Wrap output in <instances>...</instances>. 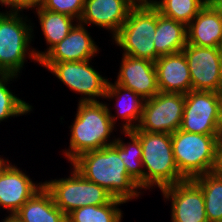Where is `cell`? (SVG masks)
Masks as SVG:
<instances>
[{"label": "cell", "instance_id": "cell-1", "mask_svg": "<svg viewBox=\"0 0 222 222\" xmlns=\"http://www.w3.org/2000/svg\"><path fill=\"white\" fill-rule=\"evenodd\" d=\"M70 165L85 179L103 187L114 198L126 203L139 199L144 194L128 175L124 162L112 146L82 153Z\"/></svg>", "mask_w": 222, "mask_h": 222}, {"label": "cell", "instance_id": "cell-2", "mask_svg": "<svg viewBox=\"0 0 222 222\" xmlns=\"http://www.w3.org/2000/svg\"><path fill=\"white\" fill-rule=\"evenodd\" d=\"M77 107L69 126L68 149L62 151L70 163L82 153L111 146L117 140L113 136L117 126L111 120L105 101L78 102ZM111 133L113 137H110Z\"/></svg>", "mask_w": 222, "mask_h": 222}, {"label": "cell", "instance_id": "cell-3", "mask_svg": "<svg viewBox=\"0 0 222 222\" xmlns=\"http://www.w3.org/2000/svg\"><path fill=\"white\" fill-rule=\"evenodd\" d=\"M24 15L22 11H0V74L19 76L27 58L39 64L31 45L35 38L34 27L37 26Z\"/></svg>", "mask_w": 222, "mask_h": 222}, {"label": "cell", "instance_id": "cell-4", "mask_svg": "<svg viewBox=\"0 0 222 222\" xmlns=\"http://www.w3.org/2000/svg\"><path fill=\"white\" fill-rule=\"evenodd\" d=\"M141 142L144 190H152L186 180L174 160L171 134L131 130Z\"/></svg>", "mask_w": 222, "mask_h": 222}, {"label": "cell", "instance_id": "cell-5", "mask_svg": "<svg viewBox=\"0 0 222 222\" xmlns=\"http://www.w3.org/2000/svg\"><path fill=\"white\" fill-rule=\"evenodd\" d=\"M219 137L180 129L171 134L174 160L185 179H194L214 171Z\"/></svg>", "mask_w": 222, "mask_h": 222}, {"label": "cell", "instance_id": "cell-6", "mask_svg": "<svg viewBox=\"0 0 222 222\" xmlns=\"http://www.w3.org/2000/svg\"><path fill=\"white\" fill-rule=\"evenodd\" d=\"M156 28L157 8L154 5L134 6L112 42L123 49V55L155 62L153 40Z\"/></svg>", "mask_w": 222, "mask_h": 222}, {"label": "cell", "instance_id": "cell-7", "mask_svg": "<svg viewBox=\"0 0 222 222\" xmlns=\"http://www.w3.org/2000/svg\"><path fill=\"white\" fill-rule=\"evenodd\" d=\"M68 177L45 180L55 205L65 214L84 206L107 204L113 196L103 187L85 179L71 165Z\"/></svg>", "mask_w": 222, "mask_h": 222}, {"label": "cell", "instance_id": "cell-8", "mask_svg": "<svg viewBox=\"0 0 222 222\" xmlns=\"http://www.w3.org/2000/svg\"><path fill=\"white\" fill-rule=\"evenodd\" d=\"M92 59L61 63H39L57 80L81 95L78 102H99L104 99L109 78L91 65ZM108 78V79H107Z\"/></svg>", "mask_w": 222, "mask_h": 222}, {"label": "cell", "instance_id": "cell-9", "mask_svg": "<svg viewBox=\"0 0 222 222\" xmlns=\"http://www.w3.org/2000/svg\"><path fill=\"white\" fill-rule=\"evenodd\" d=\"M222 123V93L191 90L185 94L180 130L220 135Z\"/></svg>", "mask_w": 222, "mask_h": 222}, {"label": "cell", "instance_id": "cell-10", "mask_svg": "<svg viewBox=\"0 0 222 222\" xmlns=\"http://www.w3.org/2000/svg\"><path fill=\"white\" fill-rule=\"evenodd\" d=\"M185 95L159 92L145 99L138 130L150 133L176 132L181 125Z\"/></svg>", "mask_w": 222, "mask_h": 222}, {"label": "cell", "instance_id": "cell-11", "mask_svg": "<svg viewBox=\"0 0 222 222\" xmlns=\"http://www.w3.org/2000/svg\"><path fill=\"white\" fill-rule=\"evenodd\" d=\"M160 192L164 202H171V222H208L203 192L192 179L164 187Z\"/></svg>", "mask_w": 222, "mask_h": 222}, {"label": "cell", "instance_id": "cell-12", "mask_svg": "<svg viewBox=\"0 0 222 222\" xmlns=\"http://www.w3.org/2000/svg\"><path fill=\"white\" fill-rule=\"evenodd\" d=\"M186 56L192 90L221 93V48L188 44L182 49Z\"/></svg>", "mask_w": 222, "mask_h": 222}, {"label": "cell", "instance_id": "cell-13", "mask_svg": "<svg viewBox=\"0 0 222 222\" xmlns=\"http://www.w3.org/2000/svg\"><path fill=\"white\" fill-rule=\"evenodd\" d=\"M43 186V182L33 181L26 171L9 163L0 174V209L14 215Z\"/></svg>", "mask_w": 222, "mask_h": 222}, {"label": "cell", "instance_id": "cell-14", "mask_svg": "<svg viewBox=\"0 0 222 222\" xmlns=\"http://www.w3.org/2000/svg\"><path fill=\"white\" fill-rule=\"evenodd\" d=\"M90 33L85 25L78 22L61 42L39 60V63L86 61L94 58L100 53V48Z\"/></svg>", "mask_w": 222, "mask_h": 222}, {"label": "cell", "instance_id": "cell-15", "mask_svg": "<svg viewBox=\"0 0 222 222\" xmlns=\"http://www.w3.org/2000/svg\"><path fill=\"white\" fill-rule=\"evenodd\" d=\"M117 74L116 84L131 89L144 99L159 93L155 63L150 60L122 54Z\"/></svg>", "mask_w": 222, "mask_h": 222}, {"label": "cell", "instance_id": "cell-16", "mask_svg": "<svg viewBox=\"0 0 222 222\" xmlns=\"http://www.w3.org/2000/svg\"><path fill=\"white\" fill-rule=\"evenodd\" d=\"M134 5L129 0H85L79 23L93 25L110 32L111 39L118 33ZM89 24V25H88Z\"/></svg>", "mask_w": 222, "mask_h": 222}, {"label": "cell", "instance_id": "cell-17", "mask_svg": "<svg viewBox=\"0 0 222 222\" xmlns=\"http://www.w3.org/2000/svg\"><path fill=\"white\" fill-rule=\"evenodd\" d=\"M104 99L107 101L116 102L113 103L115 106V112L117 114H112V108L109 107V104L105 102L107 110L110 114L112 122L117 125V121L121 118L120 131H130L137 128L144 107L145 99L139 94L133 92L131 89H127L121 85L112 83L108 81L106 93ZM119 118V119H118Z\"/></svg>", "mask_w": 222, "mask_h": 222}, {"label": "cell", "instance_id": "cell-18", "mask_svg": "<svg viewBox=\"0 0 222 222\" xmlns=\"http://www.w3.org/2000/svg\"><path fill=\"white\" fill-rule=\"evenodd\" d=\"M154 63L159 92L185 95L192 90L189 65L182 51L160 56Z\"/></svg>", "mask_w": 222, "mask_h": 222}, {"label": "cell", "instance_id": "cell-19", "mask_svg": "<svg viewBox=\"0 0 222 222\" xmlns=\"http://www.w3.org/2000/svg\"><path fill=\"white\" fill-rule=\"evenodd\" d=\"M187 43L222 48V15L209 2L187 25Z\"/></svg>", "mask_w": 222, "mask_h": 222}, {"label": "cell", "instance_id": "cell-20", "mask_svg": "<svg viewBox=\"0 0 222 222\" xmlns=\"http://www.w3.org/2000/svg\"><path fill=\"white\" fill-rule=\"evenodd\" d=\"M33 11L37 14L47 47L44 51L34 48L35 54L40 60L53 46L61 42L79 21L63 13L46 10L42 6L34 8Z\"/></svg>", "mask_w": 222, "mask_h": 222}, {"label": "cell", "instance_id": "cell-21", "mask_svg": "<svg viewBox=\"0 0 222 222\" xmlns=\"http://www.w3.org/2000/svg\"><path fill=\"white\" fill-rule=\"evenodd\" d=\"M22 222H67L55 205L51 193L43 186L14 214Z\"/></svg>", "mask_w": 222, "mask_h": 222}, {"label": "cell", "instance_id": "cell-22", "mask_svg": "<svg viewBox=\"0 0 222 222\" xmlns=\"http://www.w3.org/2000/svg\"><path fill=\"white\" fill-rule=\"evenodd\" d=\"M153 41L156 60L160 56L180 52L187 45V26L163 16L157 9V28Z\"/></svg>", "mask_w": 222, "mask_h": 222}, {"label": "cell", "instance_id": "cell-23", "mask_svg": "<svg viewBox=\"0 0 222 222\" xmlns=\"http://www.w3.org/2000/svg\"><path fill=\"white\" fill-rule=\"evenodd\" d=\"M129 142L123 140L124 137H117V140L111 145L119 154L124 162L128 175L144 190V169L142 163V148L140 139L130 131H120Z\"/></svg>", "mask_w": 222, "mask_h": 222}, {"label": "cell", "instance_id": "cell-24", "mask_svg": "<svg viewBox=\"0 0 222 222\" xmlns=\"http://www.w3.org/2000/svg\"><path fill=\"white\" fill-rule=\"evenodd\" d=\"M192 180L203 192L208 222H222V176L212 171Z\"/></svg>", "mask_w": 222, "mask_h": 222}, {"label": "cell", "instance_id": "cell-25", "mask_svg": "<svg viewBox=\"0 0 222 222\" xmlns=\"http://www.w3.org/2000/svg\"><path fill=\"white\" fill-rule=\"evenodd\" d=\"M124 200L112 198L107 204L84 206L66 215L67 222H122L123 214L119 206Z\"/></svg>", "mask_w": 222, "mask_h": 222}, {"label": "cell", "instance_id": "cell-26", "mask_svg": "<svg viewBox=\"0 0 222 222\" xmlns=\"http://www.w3.org/2000/svg\"><path fill=\"white\" fill-rule=\"evenodd\" d=\"M20 76L12 74H0V123L11 119V117H20L29 115L33 112V106L19 98L9 88L10 82L16 81Z\"/></svg>", "mask_w": 222, "mask_h": 222}, {"label": "cell", "instance_id": "cell-27", "mask_svg": "<svg viewBox=\"0 0 222 222\" xmlns=\"http://www.w3.org/2000/svg\"><path fill=\"white\" fill-rule=\"evenodd\" d=\"M208 0H155L154 6L163 16L188 25Z\"/></svg>", "mask_w": 222, "mask_h": 222}, {"label": "cell", "instance_id": "cell-28", "mask_svg": "<svg viewBox=\"0 0 222 222\" xmlns=\"http://www.w3.org/2000/svg\"><path fill=\"white\" fill-rule=\"evenodd\" d=\"M85 0H44L42 7L46 10L69 15L79 21Z\"/></svg>", "mask_w": 222, "mask_h": 222}, {"label": "cell", "instance_id": "cell-29", "mask_svg": "<svg viewBox=\"0 0 222 222\" xmlns=\"http://www.w3.org/2000/svg\"><path fill=\"white\" fill-rule=\"evenodd\" d=\"M44 0H0L1 8L4 6L9 11H24L41 7Z\"/></svg>", "mask_w": 222, "mask_h": 222}, {"label": "cell", "instance_id": "cell-30", "mask_svg": "<svg viewBox=\"0 0 222 222\" xmlns=\"http://www.w3.org/2000/svg\"><path fill=\"white\" fill-rule=\"evenodd\" d=\"M214 171L222 176V137L217 141L216 166Z\"/></svg>", "mask_w": 222, "mask_h": 222}, {"label": "cell", "instance_id": "cell-31", "mask_svg": "<svg viewBox=\"0 0 222 222\" xmlns=\"http://www.w3.org/2000/svg\"><path fill=\"white\" fill-rule=\"evenodd\" d=\"M134 6L154 5L155 0H129Z\"/></svg>", "mask_w": 222, "mask_h": 222}, {"label": "cell", "instance_id": "cell-32", "mask_svg": "<svg viewBox=\"0 0 222 222\" xmlns=\"http://www.w3.org/2000/svg\"><path fill=\"white\" fill-rule=\"evenodd\" d=\"M208 2L222 15V0H208Z\"/></svg>", "mask_w": 222, "mask_h": 222}, {"label": "cell", "instance_id": "cell-33", "mask_svg": "<svg viewBox=\"0 0 222 222\" xmlns=\"http://www.w3.org/2000/svg\"><path fill=\"white\" fill-rule=\"evenodd\" d=\"M3 156L4 155H0V174L6 168V166L11 162V161H9L8 157L4 158Z\"/></svg>", "mask_w": 222, "mask_h": 222}, {"label": "cell", "instance_id": "cell-34", "mask_svg": "<svg viewBox=\"0 0 222 222\" xmlns=\"http://www.w3.org/2000/svg\"><path fill=\"white\" fill-rule=\"evenodd\" d=\"M1 222H22L15 215H5Z\"/></svg>", "mask_w": 222, "mask_h": 222}, {"label": "cell", "instance_id": "cell-35", "mask_svg": "<svg viewBox=\"0 0 222 222\" xmlns=\"http://www.w3.org/2000/svg\"><path fill=\"white\" fill-rule=\"evenodd\" d=\"M220 73H221V93H222V48H221V56H220Z\"/></svg>", "mask_w": 222, "mask_h": 222}, {"label": "cell", "instance_id": "cell-36", "mask_svg": "<svg viewBox=\"0 0 222 222\" xmlns=\"http://www.w3.org/2000/svg\"><path fill=\"white\" fill-rule=\"evenodd\" d=\"M220 137H222V123H221V128H220Z\"/></svg>", "mask_w": 222, "mask_h": 222}]
</instances>
